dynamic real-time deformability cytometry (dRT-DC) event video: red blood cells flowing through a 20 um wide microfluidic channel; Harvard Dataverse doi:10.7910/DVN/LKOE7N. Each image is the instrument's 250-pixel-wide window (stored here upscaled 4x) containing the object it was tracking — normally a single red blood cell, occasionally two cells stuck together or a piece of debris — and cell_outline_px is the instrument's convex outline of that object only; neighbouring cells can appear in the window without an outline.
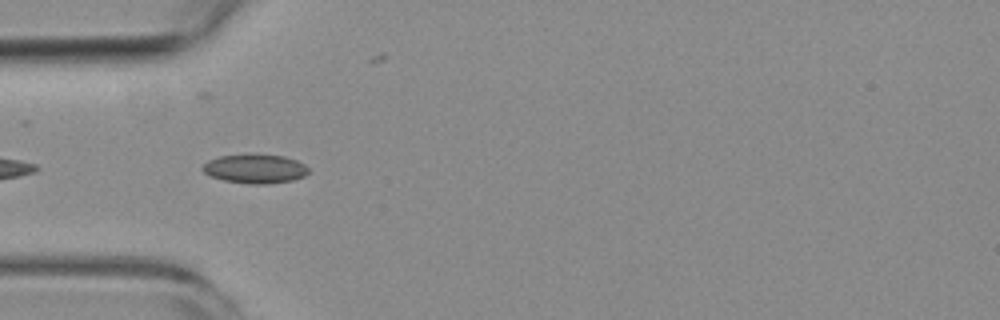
{"species": "common noctule bat (a hibernating species)", "species_latin": "Nyctalus noctula", "temperature_condition": "room temperature", "stored_images_in_passage": 7, "camera_frame_rate_fps": 3000, "um_per_image_px": 0.085, "animal": {"sex": "female", "body_mass_g": 19.3, "forearm_length_mm": 54.1}, "frame": {"image": 1, "passage_image": 3, "time_ms": 2.333, "image_size_px": [1000, 320], "cell_outline_px": [[308, 172], [304, 176], [292, 180], [268, 184], [252, 184], [224, 180], [212, 176], [204, 172], [200, 168], [208, 160], [220, 156], [284, 156], [296, 160], [304, 164], [308, 168]], "centroid_in_image_um": [21.69, 14.37], "position_along_channel_um": 63.3, "area_um2": 17.34}}
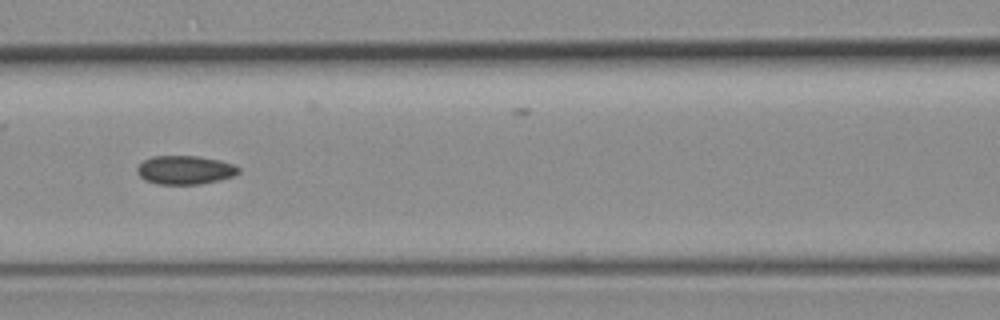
{"frame": {"image": 2, "passage_image": 5, "time_ms": 4.667, "image_size_px": [1000, 320], "cell_outline_px": [[240, 172], [232, 176], [220, 180], [200, 184], [156, 184], [144, 180], [136, 172], [136, 168], [144, 160], [152, 156], [200, 156], [220, 160], [232, 164], [240, 168]], "centroid_in_image_um": [15.71, 14.45], "position_along_channel_um": 150.9, "area_um2": 17.05}}
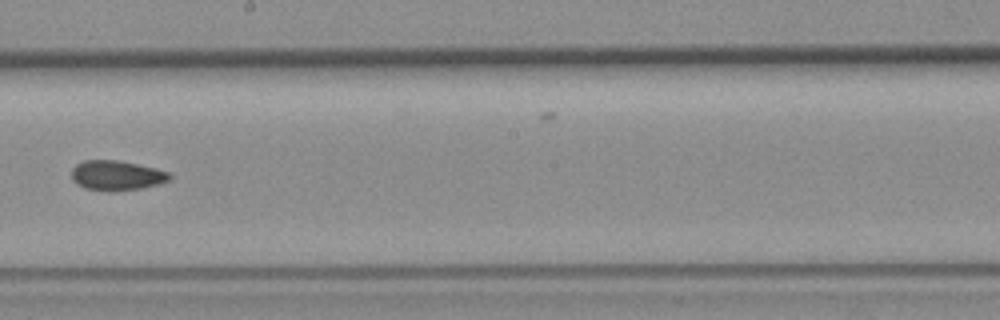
{"frame": {"image": 3, "passage_image": 7, "time_ms": 7.0, "image_size_px": [1000, 320], "cell_outline_px": [[172, 176], [168, 180], [160, 184], [140, 188], [112, 192], [108, 192], [84, 188], [76, 184], [72, 180], [72, 168], [76, 164], [84, 160], [116, 160], [156, 168], [168, 172]], "centroid_in_image_um": [9.88, 14.92], "position_along_channel_um": 238.3, "area_um2": 17.17}}